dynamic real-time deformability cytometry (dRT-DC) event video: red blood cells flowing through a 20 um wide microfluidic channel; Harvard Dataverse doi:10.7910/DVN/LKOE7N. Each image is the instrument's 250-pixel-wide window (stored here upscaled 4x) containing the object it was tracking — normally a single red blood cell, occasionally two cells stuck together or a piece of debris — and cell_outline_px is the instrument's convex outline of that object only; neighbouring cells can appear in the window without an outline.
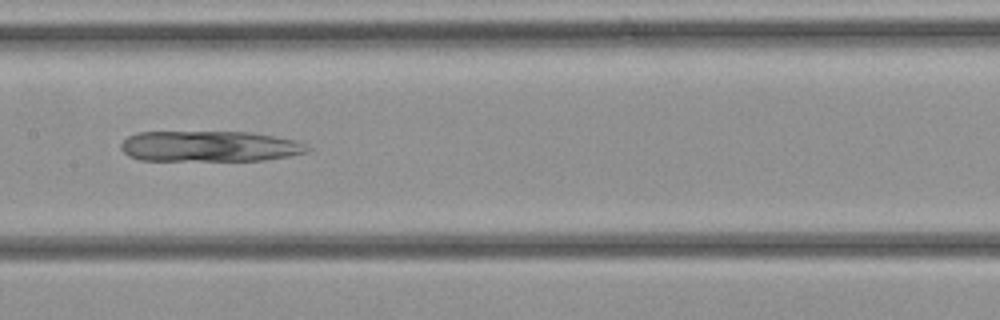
{"species": "common noctule bat (a hibernating species)", "species_latin": "Nyctalus noctula", "temperature_condition": "cold", "stored_images_in_passage": 23, "camera_frame_rate_fps": 3000, "um_per_image_px": 0.085, "animal": {"sex": "female", "body_mass_g": 21.9}, "frame": {"image": 1, "passage_image": 17, "time_ms": 5.333, "image_size_px": [1000, 320], "cell_outline_px": [[312, 148], [308, 152], [288, 156], [264, 160], [140, 160], [128, 156], [120, 148], [120, 144], [128, 136], [136, 132], [248, 132], [296, 140]], "centroid_in_image_um": [17.79, 12.43], "position_along_channel_um": 189.6, "area_um2": 33.35}}
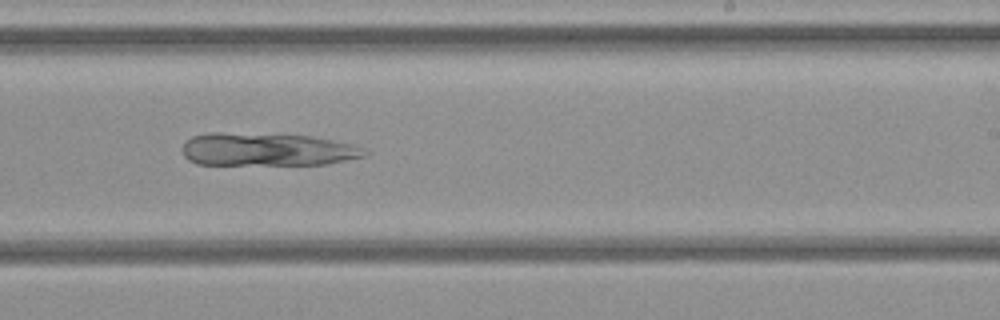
{"frame": {"image": 2, "passage_image": 21, "time_ms": 6.667, "image_size_px": [1000, 320], "cell_outline_px": [[368, 156], [324, 164], [196, 164], [188, 160], [184, 156], [180, 148], [184, 140], [192, 136], [208, 132], [220, 132], [312, 136], [352, 144], [364, 148], [368, 152]], "centroid_in_image_um": [22.65, 12.7], "position_along_channel_um": 266.4, "area_um2": 35.26}}